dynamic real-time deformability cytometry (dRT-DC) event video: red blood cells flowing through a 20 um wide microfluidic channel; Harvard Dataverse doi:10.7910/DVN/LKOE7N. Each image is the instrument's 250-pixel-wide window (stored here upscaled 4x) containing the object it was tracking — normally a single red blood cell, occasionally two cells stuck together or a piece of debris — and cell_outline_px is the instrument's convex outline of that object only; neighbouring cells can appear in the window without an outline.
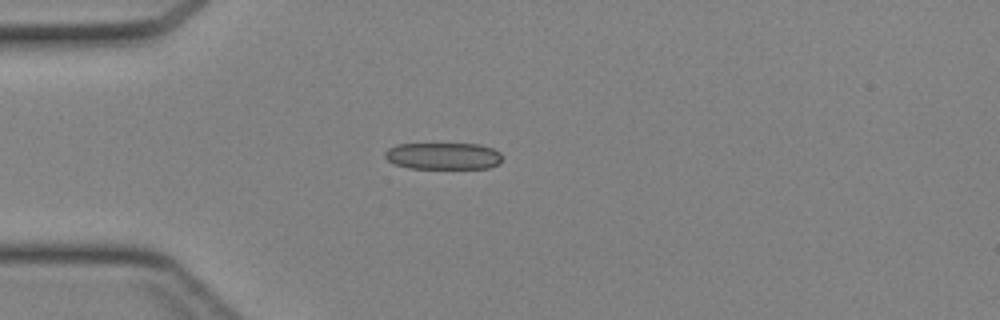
{"species": "Egyptian fruit bat (a non-hibernating species)", "species_latin": "Rousettus aegyptiacus", "temperature_condition": "cold", "stored_images_in_passage": 33, "camera_frame_rate_fps": 3000, "um_per_image_px": 0.085, "animal": {"sex": "female"}, "frame": {"image": 1, "passage_image": 1, "time_ms": 0.0, "image_size_px": [1000, 320], "cell_outline_px": [[500, 164], [488, 168], [408, 168], [396, 164], [388, 160], [384, 156], [384, 152], [388, 148], [396, 144], [480, 144], [492, 148], [500, 152]], "centroid_in_image_um": [37.66, 13.25], "position_along_channel_um": 47.3, "area_um2": 18.32}}
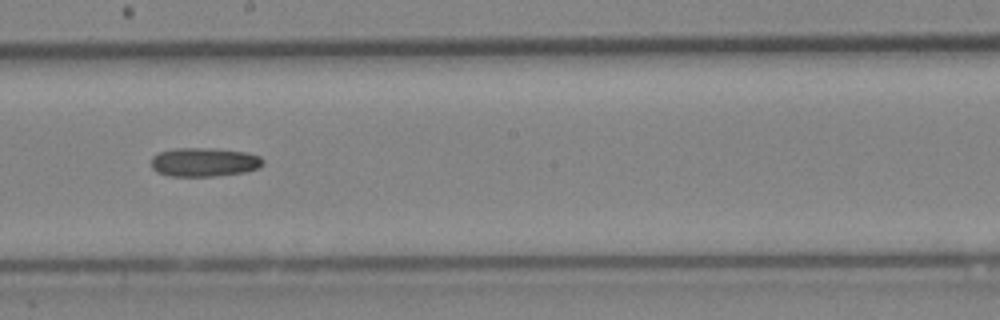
{"frame": {"image": 2, "passage_image": 14, "time_ms": 4.333, "image_size_px": [1000, 320], "cell_outline_px": [[264, 164], [260, 168], [244, 172], [216, 176], [168, 176], [156, 172], [152, 168], [152, 156], [160, 152], [176, 148], [212, 148], [244, 152], [260, 156], [264, 160]], "centroid_in_image_um": [17.36, 13.79], "position_along_channel_um": 230.8, "area_um2": 18.9}}
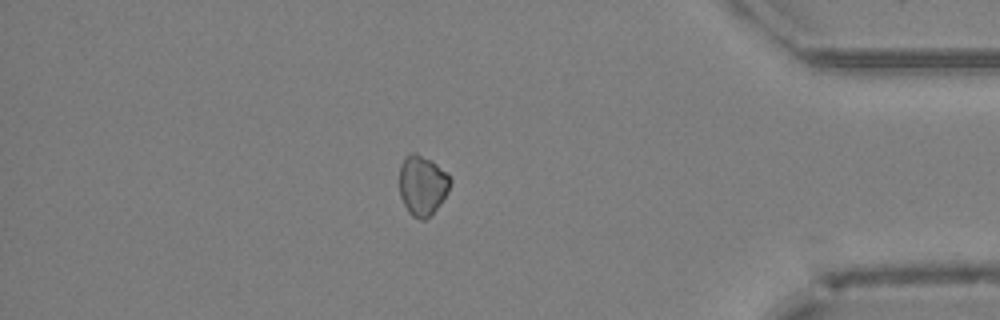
{"frame": {"image": 3, "passage_image": 27, "time_ms": 8.667, "image_size_px": [1000, 320], "cell_outline_px": [[452, 184], [440, 204], [424, 220], [420, 220], [412, 216], [408, 212], [400, 196], [400, 164], [404, 156], [412, 152], [416, 152], [432, 160], [448, 172], [452, 180]], "centroid_in_image_um": [35.91, 15.71], "position_along_channel_um": 399.3, "area_um2": 18.03}}